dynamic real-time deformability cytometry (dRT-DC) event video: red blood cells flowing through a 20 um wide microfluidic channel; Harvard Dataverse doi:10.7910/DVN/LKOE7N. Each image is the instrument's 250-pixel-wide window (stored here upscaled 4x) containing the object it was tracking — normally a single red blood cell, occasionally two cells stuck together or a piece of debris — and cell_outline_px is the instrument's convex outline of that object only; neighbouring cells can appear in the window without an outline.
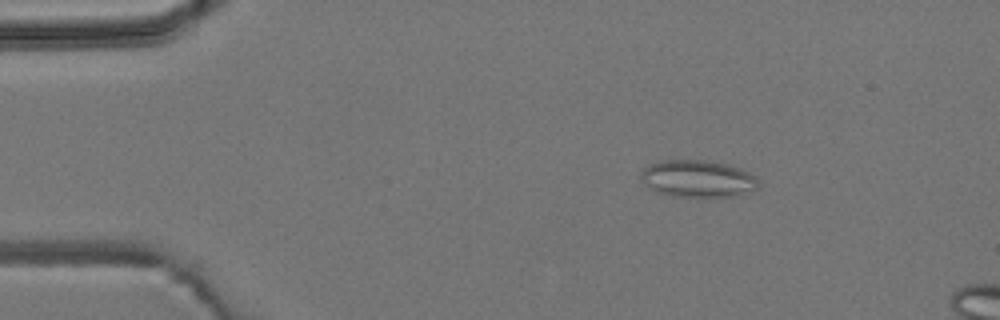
{"species": "common noctule bat (a hibernating species)", "species_latin": "Nyctalus noctula", "temperature_condition": "room temperature", "stored_images_in_passage": 6, "camera_frame_rate_fps": 3000, "um_per_image_px": 0.085, "animal": {"sex": "male", "body_mass_g": 19.2, "forearm_length_mm": 51.8}, "frame": {"image": 1, "passage_image": 3, "time_ms": 2.333, "image_size_px": [1000, 320], "cell_outline_px": [[760, 188], [752, 192], [736, 196], [672, 196], [656, 192], [648, 188], [640, 180], [640, 172], [644, 168], [660, 160], [704, 160], [728, 164], [740, 168], [756, 176], [760, 180]], "centroid_in_image_um": [59.34, 15.19], "position_along_channel_um": 25.7, "area_um2": 25.84}}